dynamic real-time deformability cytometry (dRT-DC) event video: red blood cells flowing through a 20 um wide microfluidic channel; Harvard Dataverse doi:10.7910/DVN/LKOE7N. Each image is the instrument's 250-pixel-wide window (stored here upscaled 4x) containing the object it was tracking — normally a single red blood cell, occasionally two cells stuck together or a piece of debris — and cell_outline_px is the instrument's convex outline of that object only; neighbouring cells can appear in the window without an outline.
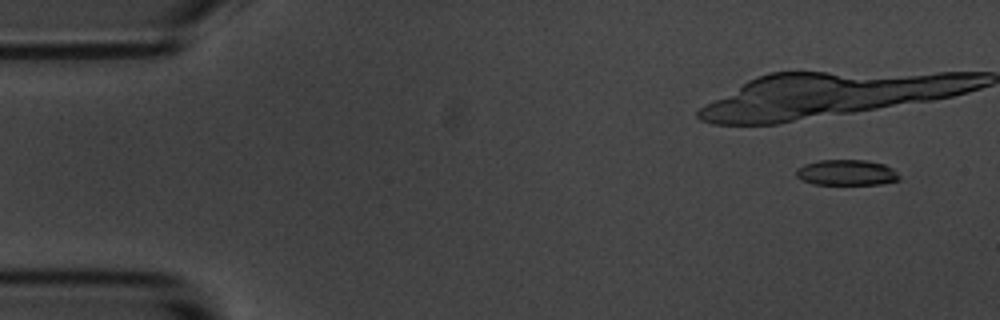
{"species": "common noctule bat (a hibernating species)", "species_latin": "Nyctalus noctula", "temperature_condition": "room temperature", "stored_images_in_passage": 8, "camera_frame_rate_fps": 3000, "um_per_image_px": 0.085, "animal": {"sex": "male", "body_mass_g": 20.1, "forearm_length_mm": 53.5}, "frame": {"image": 1, "passage_image": 2, "time_ms": 1.0, "image_size_px": [1000, 320], "cell_outline_px": [[900, 180], [880, 184], [812, 184], [796, 176], [796, 168], [804, 164], [820, 160], [868, 160], [884, 164], [892, 168], [900, 176]], "centroid_in_image_um": [71.97, 14.66], "position_along_channel_um": 13.0, "area_um2": 15.43}}
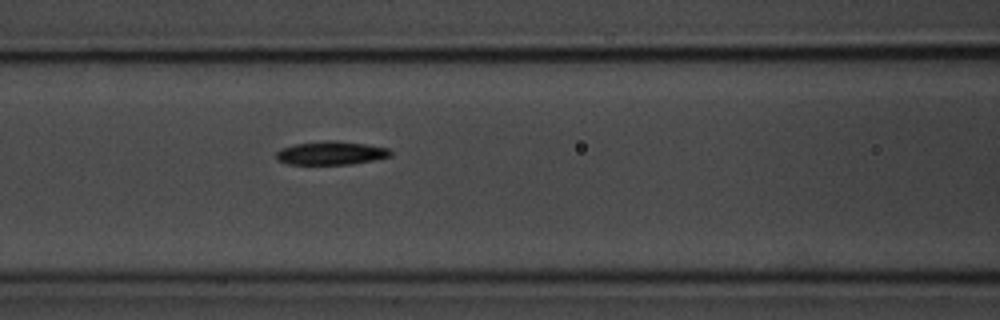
{"frame": {"image": 2, "passage_image": 8, "time_ms": 9.0, "image_size_px": [1000, 320], "cell_outline_px": [[392, 156], [352, 164], [288, 164], [276, 160], [276, 152], [280, 148], [296, 144], [324, 140], [336, 140], [364, 144], [388, 148], [392, 152]], "centroid_in_image_um": [28.11, 13.0], "position_along_channel_um": 138.5, "area_um2": 15.66}}